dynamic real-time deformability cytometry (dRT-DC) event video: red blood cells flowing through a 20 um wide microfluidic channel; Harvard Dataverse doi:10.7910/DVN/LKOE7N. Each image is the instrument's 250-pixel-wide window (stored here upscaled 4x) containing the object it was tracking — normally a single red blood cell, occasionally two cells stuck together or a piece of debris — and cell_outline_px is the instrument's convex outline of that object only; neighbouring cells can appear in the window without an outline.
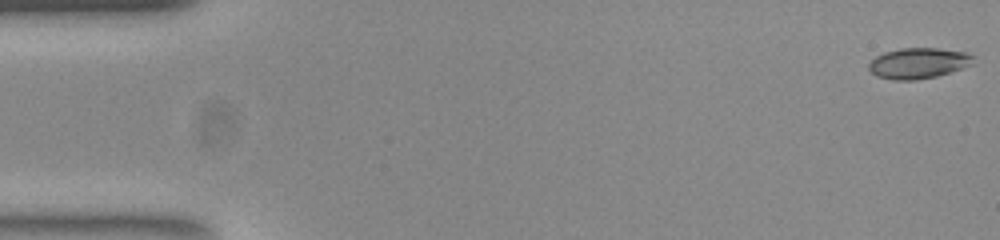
{"species": "common noctule bat (a hibernating species)", "species_latin": "Nyctalus noctula", "temperature_condition": "room temperature", "stored_images_in_passage": 53, "camera_frame_rate_fps": 3000, "um_per_image_px": 0.085, "animal": {"sex": "female", "body_mass_g": 23.0, "forearm_length_mm": 53.4}, "frame": {"image": 1, "passage_image": 1, "time_ms": 0.0, "image_size_px": [1000, 240], "cell_outline_px": [[976, 56], [972, 64], [936, 76], [916, 80], [892, 80], [876, 76], [868, 68], [868, 64], [876, 56], [884, 52], [900, 48], [936, 48], [968, 52]], "centroid_in_image_um": [78.06, 5.36], "position_along_channel_um": 6.9, "area_um2": 18.73}}
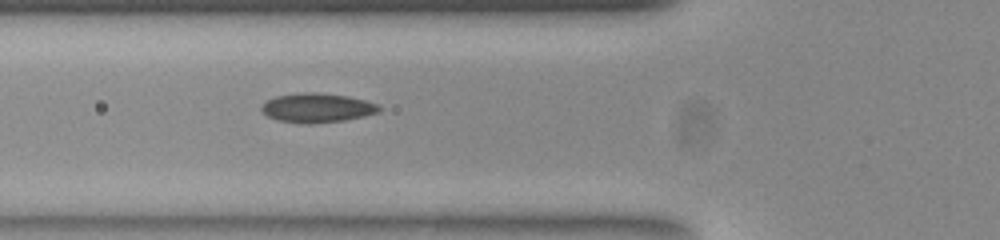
{"frame": {"image": 2, "passage_image": 19, "time_ms": 6.0, "image_size_px": [1000, 240], "cell_outline_px": [[384, 108], [380, 112], [364, 116], [344, 120], [308, 124], [280, 120], [268, 116], [260, 112], [260, 104], [276, 96], [304, 92], [312, 92], [348, 96], [380, 104]], "centroid_in_image_um": [26.98, 9.16], "position_along_channel_um": 98.8, "area_um2": 20.11}}
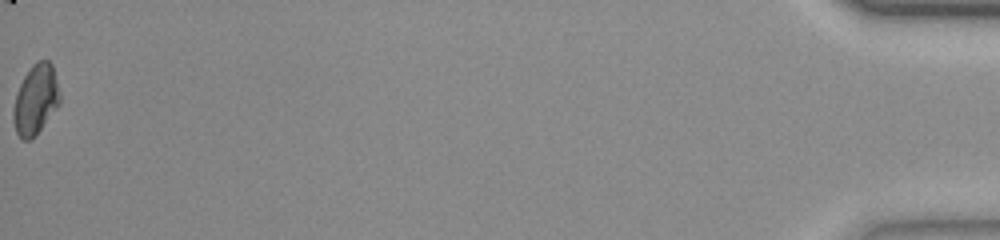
{"frame": {"image": 3, "passage_image": 53, "time_ms": 17.333, "image_size_px": [1000, 240], "cell_outline_px": [[60, 104], [36, 136], [32, 140], [24, 140], [16, 132], [12, 120], [12, 108], [20, 84], [24, 76], [32, 64], [36, 60], [48, 60], [52, 64], [60, 96]], "centroid_in_image_um": [3.02, 8.49], "position_along_channel_um": 432.2, "area_um2": 19.07}, "authors_computed_cell_mechanics": {"area_um2": 19.074, "velocity_mm_per_s": 3.8817, "shape_relaxation_time_tau1_ms": 7.1366, "shape_relaxation_time_tau2_ms": 3.7008, "deformation_change_tau1": 0.1486, "deformation_change_tau2": 0.0723}}